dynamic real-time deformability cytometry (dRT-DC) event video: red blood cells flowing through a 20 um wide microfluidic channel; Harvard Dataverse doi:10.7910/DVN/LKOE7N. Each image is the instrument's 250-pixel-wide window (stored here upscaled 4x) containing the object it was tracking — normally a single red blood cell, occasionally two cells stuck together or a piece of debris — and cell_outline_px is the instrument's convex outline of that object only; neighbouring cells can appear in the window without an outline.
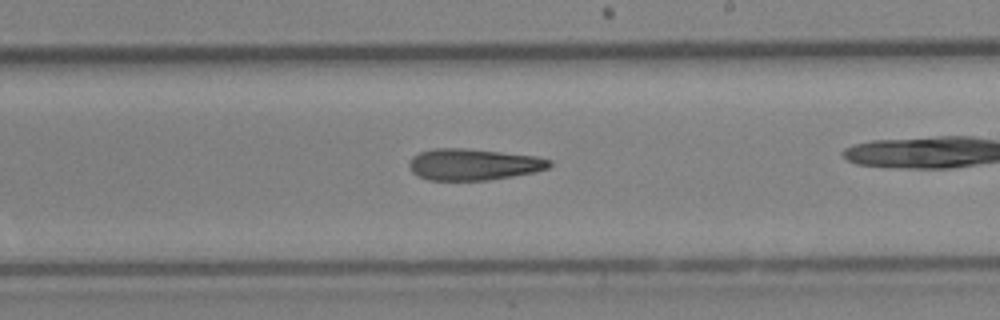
{"species": "Egyptian fruit bat (a non-hibernating species)", "species_latin": "Rousettus aegyptiacus", "temperature_condition": "cold", "stored_images_in_passage": 28, "camera_frame_rate_fps": 3000, "um_per_image_px": 0.085, "animal": {"sex": "female"}, "frame": {"image": 1, "passage_image": 27, "time_ms": 8.667, "image_size_px": [1000, 320], "cell_outline_px": [[552, 164], [548, 168], [536, 172], [488, 180], [428, 180], [412, 172], [408, 164], [412, 156], [420, 152], [432, 148], [464, 148], [536, 156], [552, 160]], "centroid_in_image_um": [40.24, 13.97], "position_along_channel_um": 248.8, "area_um2": 25.72}}